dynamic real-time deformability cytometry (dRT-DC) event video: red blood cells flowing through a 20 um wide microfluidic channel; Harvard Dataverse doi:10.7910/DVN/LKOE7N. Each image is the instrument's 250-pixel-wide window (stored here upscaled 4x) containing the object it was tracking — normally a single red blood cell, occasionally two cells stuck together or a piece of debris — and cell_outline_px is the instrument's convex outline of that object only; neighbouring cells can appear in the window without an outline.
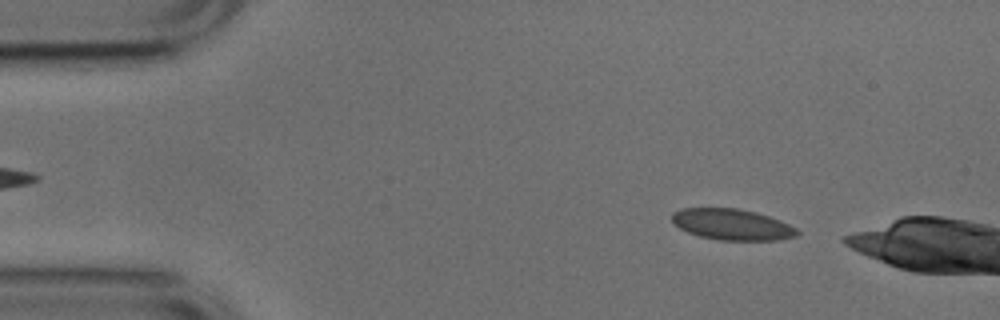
{"species": "common noctule bat (a hibernating species)", "species_latin": "Nyctalus noctula", "temperature_condition": "cold", "stored_images_in_passage": 9, "camera_frame_rate_fps": 3000, "um_per_image_px": 0.085, "animal": {"sex": "male", "body_mass_g": 17.9, "forearm_length_mm": 54.2}, "frame": {"image": 1, "passage_image": 3, "time_ms": 0.667, "image_size_px": [1000, 320], "cell_outline_px": [[800, 232], [796, 236], [776, 240], [720, 240], [700, 236], [688, 232], [672, 224], [672, 212], [684, 208], [736, 208], [756, 212], [780, 220], [796, 228]], "centroid_in_image_um": [62.21, 19.08], "position_along_channel_um": 22.8, "area_um2": 22.6}}